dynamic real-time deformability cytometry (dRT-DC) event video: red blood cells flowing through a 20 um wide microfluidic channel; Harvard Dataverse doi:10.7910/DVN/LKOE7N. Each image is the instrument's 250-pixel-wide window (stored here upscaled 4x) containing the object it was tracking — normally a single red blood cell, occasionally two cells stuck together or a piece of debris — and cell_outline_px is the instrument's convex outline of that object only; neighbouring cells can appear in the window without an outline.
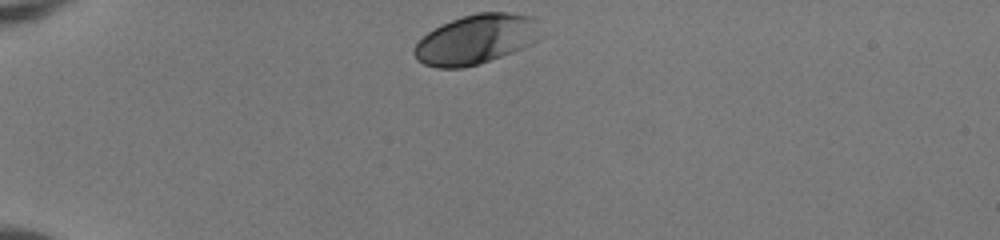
{"species": "human", "species_latin": "Homo sapiens", "temperature_condition": "room temperature", "stored_images_in_passage": 33, "camera_frame_rate_fps": 3000, "um_per_image_px": 0.085, "donor": {"sex": "female"}, "frame": {"image": 1, "passage_image": 1, "time_ms": 0.0, "image_size_px": [1000, 240], "cell_outline_px": [[536, 40], [512, 52], [480, 64], [464, 68], [436, 68], [424, 64], [416, 60], [412, 52], [412, 48], [428, 32], [452, 20], [476, 12], [508, 12], [536, 16]], "centroid_in_image_um": [40.4, 3.35], "position_along_channel_um": 44.6, "area_um2": 36.18}}
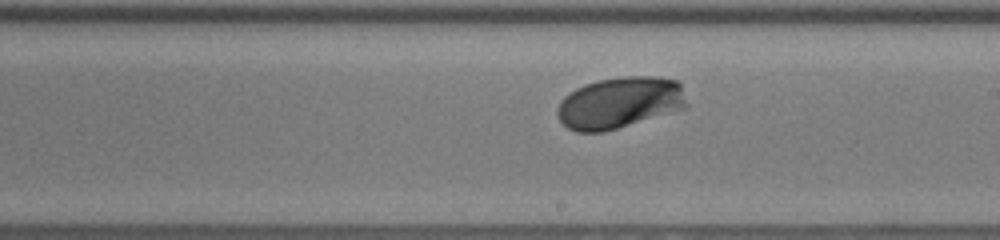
{"frame": {"image": 2, "passage_image": 19, "time_ms": 6.0, "image_size_px": [1000, 240], "cell_outline_px": [[688, 108], [604, 132], [576, 132], [568, 128], [560, 120], [556, 112], [556, 108], [560, 100], [568, 92], [584, 84], [596, 80], [624, 76], [656, 76], [676, 80], [680, 84], [688, 104]], "centroid_in_image_um": [52.67, 8.73], "position_along_channel_um": 236.3, "area_um2": 39.3}}
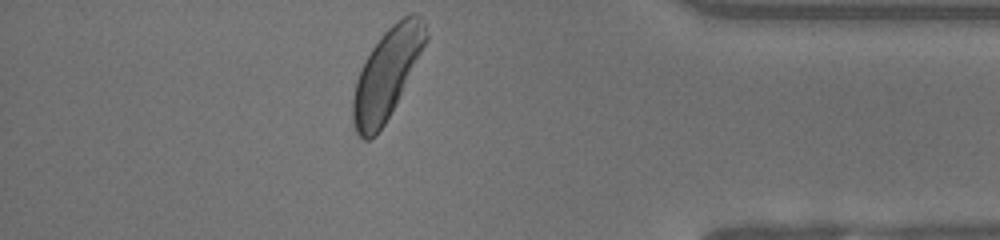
{"frame": {"image": 3, "passage_image": 33, "time_ms": 10.667, "image_size_px": [1000, 240], "cell_outline_px": [[428, 40], [396, 104], [384, 124], [376, 136], [368, 140], [364, 140], [356, 132], [352, 124], [352, 100], [356, 80], [372, 48], [384, 32], [396, 20], [412, 12], [416, 12], [424, 20], [428, 36]], "centroid_in_image_um": [32.89, 6.27], "position_along_channel_um": 402.3, "area_um2": 37.97}, "authors_computed_cell_mechanics": {"area_um2": 37.1076, "velocity_mm_per_s": 4.0156, "shape_relaxation_time_tau1_ms": 0.8209, "shape_relaxation_time_tau2_ms": null, "deformation_change_tau1": 0.0908, "deformation_change_tau2": null}}